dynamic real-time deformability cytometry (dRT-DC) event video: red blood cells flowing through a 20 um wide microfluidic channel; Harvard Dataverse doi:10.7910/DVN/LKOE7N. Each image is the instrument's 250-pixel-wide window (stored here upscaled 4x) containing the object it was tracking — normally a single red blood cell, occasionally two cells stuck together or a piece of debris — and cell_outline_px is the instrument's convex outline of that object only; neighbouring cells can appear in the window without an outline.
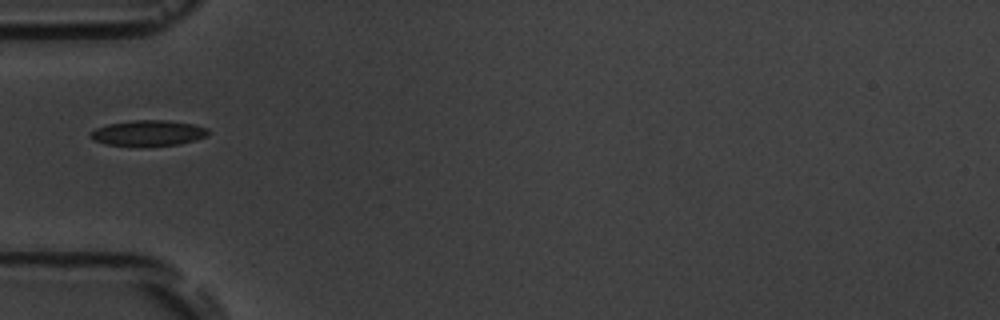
{"species": "common noctule bat (a hibernating species)", "species_latin": "Nyctalus noctula", "temperature_condition": "room temperature", "stored_images_in_passage": 1, "camera_frame_rate_fps": 3000, "um_per_image_px": 0.085, "animal": {"sex": "male", "body_mass_g": 19.5, "forearm_length_mm": 54.6}, "frame": {"image": 1, "passage_image": 1, "time_ms": 0.0, "image_size_px": [1000, 320], "cell_outline_px": [[208, 136], [196, 140], [180, 144], [104, 144], [92, 140], [88, 136], [88, 132], [96, 128], [108, 124], [132, 120], [168, 120], [196, 124], [208, 128]], "centroid_in_image_um": [12.6, 11.27], "position_along_channel_um": 72.4, "area_um2": 17.34}}